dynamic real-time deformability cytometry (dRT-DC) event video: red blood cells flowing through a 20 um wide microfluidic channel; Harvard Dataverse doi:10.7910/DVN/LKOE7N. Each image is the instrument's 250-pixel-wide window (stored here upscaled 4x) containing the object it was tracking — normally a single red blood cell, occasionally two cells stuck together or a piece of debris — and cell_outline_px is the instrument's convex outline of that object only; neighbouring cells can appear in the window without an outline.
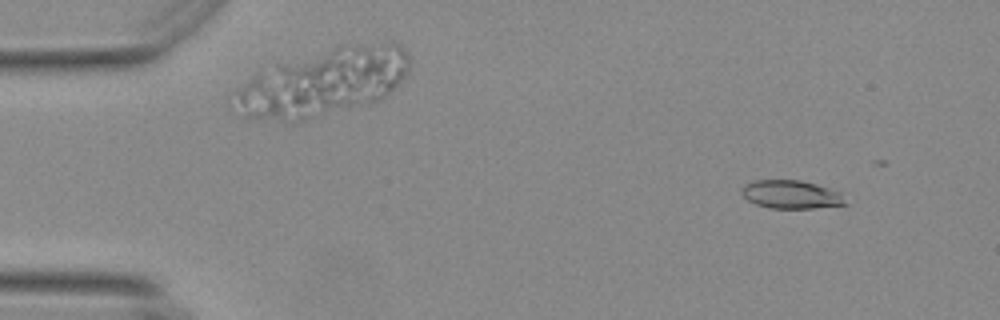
{"species": "Egyptian fruit bat (a non-hibernating species)", "species_latin": "Rousettus aegyptiacus", "temperature_condition": "warm", "stored_images_in_passage": 27, "camera_frame_rate_fps": 3000, "um_per_image_px": 0.085, "animal": {"sex": "female"}, "frame": {"image": 1, "passage_image": 6, "time_ms": 1.667, "image_size_px": [1000, 320], "cell_outline_px": [[848, 204], [812, 208], [772, 208], [756, 204], [748, 200], [740, 192], [740, 188], [744, 184], [752, 180], [800, 180], [816, 184], [840, 192]], "centroid_in_image_um": [67.21, 16.52], "position_along_channel_um": 17.8, "area_um2": 17.11}}
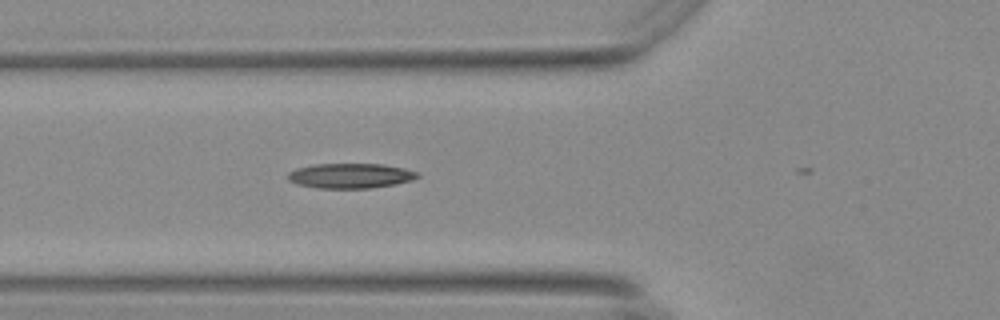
{"frame": {"image": 2, "passage_image": 21, "time_ms": 6.667, "image_size_px": [1000, 320], "cell_outline_px": [[420, 176], [412, 180], [396, 184], [368, 188], [316, 188], [296, 184], [288, 180], [288, 172], [296, 168], [312, 164], [384, 164], [404, 168], [416, 172]], "centroid_in_image_um": [29.75, 14.94], "position_along_channel_um": 96.0, "area_um2": 18.9}}
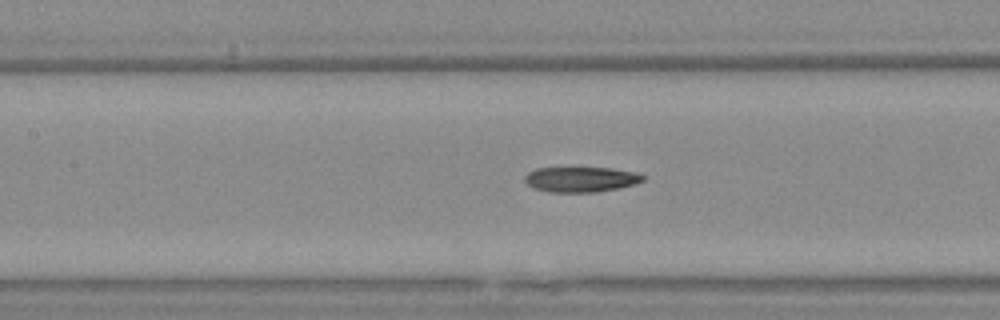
{"frame": {"image": 3, "passage_image": 26, "time_ms": 8.333, "image_size_px": [1000, 320], "cell_outline_px": [[644, 180], [636, 184], [620, 188], [596, 192], [552, 192], [536, 188], [528, 184], [524, 180], [524, 176], [528, 172], [536, 168], [568, 164], [612, 168], [636, 172], [644, 176]], "centroid_in_image_um": [49.36, 15.18], "position_along_channel_um": 158.0, "area_um2": 18.44}}